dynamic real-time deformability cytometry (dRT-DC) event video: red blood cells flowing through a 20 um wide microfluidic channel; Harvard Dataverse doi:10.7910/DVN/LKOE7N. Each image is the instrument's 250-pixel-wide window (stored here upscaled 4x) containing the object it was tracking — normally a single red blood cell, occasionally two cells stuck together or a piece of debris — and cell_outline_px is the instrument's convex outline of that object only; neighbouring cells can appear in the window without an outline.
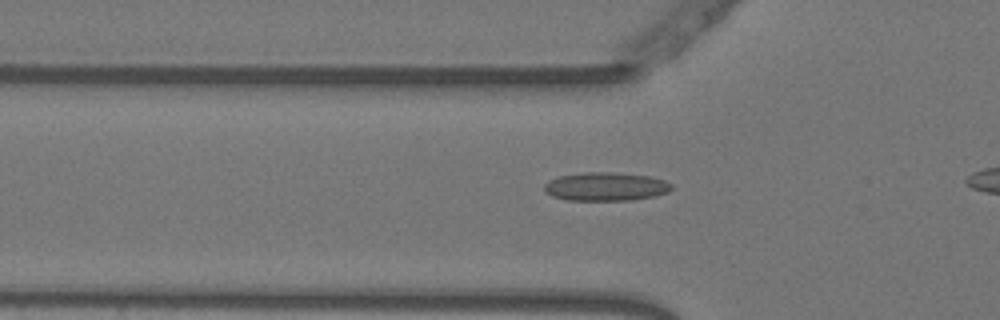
{"species": "Egyptian fruit bat (a non-hibernating species)", "species_latin": "Rousettus aegyptiacus", "temperature_condition": "warm", "stored_images_in_passage": 38, "camera_frame_rate_fps": 3000, "um_per_image_px": 0.085, "animal": {"sex": "female"}, "frame": {"image": 1, "passage_image": 12, "time_ms": 3.667, "image_size_px": [1000, 320], "cell_outline_px": [[672, 188], [668, 192], [652, 196], [632, 200], [568, 200], [552, 196], [544, 188], [544, 184], [548, 180], [560, 176], [584, 172], [612, 172], [652, 176], [664, 180], [672, 184]], "centroid_in_image_um": [51.5, 15.85], "position_along_channel_um": 74.3, "area_um2": 21.1}}
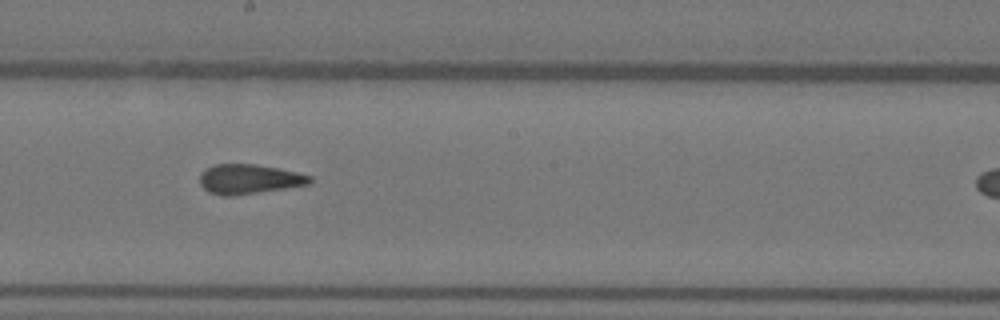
{"frame": {"image": 2, "passage_image": 24, "time_ms": 7.667, "image_size_px": [1000, 320], "cell_outline_px": [[312, 184], [236, 196], [220, 196], [208, 192], [200, 184], [200, 172], [204, 168], [216, 164], [256, 164], [296, 172], [312, 176]], "centroid_in_image_um": [21.15, 15.24], "position_along_channel_um": 227.0, "area_um2": 19.31}}
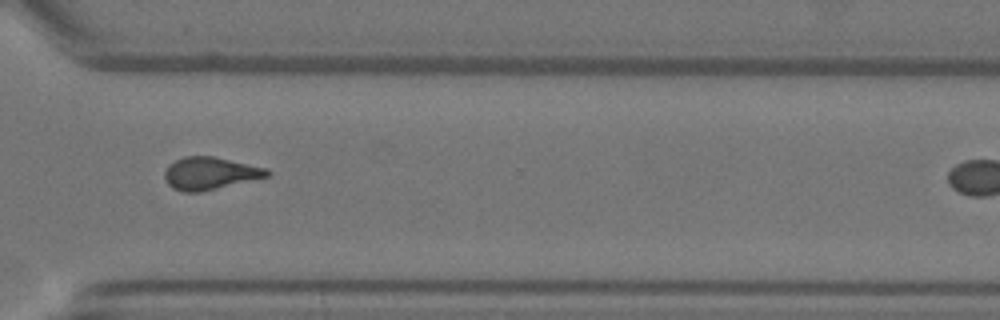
{"frame": {"image": 3, "passage_image": 34, "time_ms": 11.0, "image_size_px": [1000, 320], "cell_outline_px": [[272, 172], [268, 176], [200, 192], [180, 192], [172, 188], [168, 184], [164, 176], [164, 172], [168, 164], [184, 156], [212, 156], [268, 168]], "centroid_in_image_um": [17.82, 14.73], "position_along_channel_um": 352.8, "area_um2": 19.36}}